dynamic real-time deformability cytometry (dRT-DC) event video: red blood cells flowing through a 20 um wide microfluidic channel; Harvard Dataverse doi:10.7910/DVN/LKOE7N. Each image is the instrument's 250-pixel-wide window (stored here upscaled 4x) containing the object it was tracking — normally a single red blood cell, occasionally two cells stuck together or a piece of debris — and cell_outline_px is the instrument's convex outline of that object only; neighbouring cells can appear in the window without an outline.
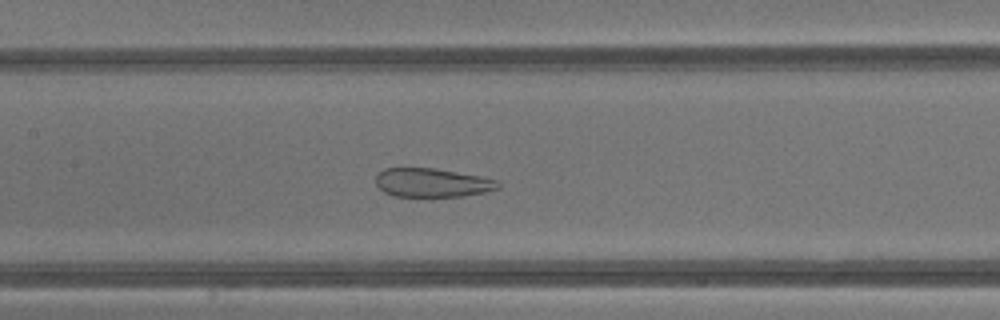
{"species": "common noctule bat (a hibernating species)", "species_latin": "Nyctalus noctula", "temperature_condition": "warm", "stored_images_in_passage": 43, "camera_frame_rate_fps": 3000, "um_per_image_px": 0.085, "animal": {"sex": "male", "body_mass_g": 13.3}, "frame": {"image": 1, "passage_image": 21, "time_ms": 6.667, "image_size_px": [1000, 320], "cell_outline_px": [[500, 188], [484, 192], [464, 196], [392, 196], [384, 192], [376, 184], [376, 176], [384, 168], [436, 168], [480, 176], [500, 180]], "centroid_in_image_um": [36.76, 15.52], "position_along_channel_um": 170.6, "area_um2": 20.58}}
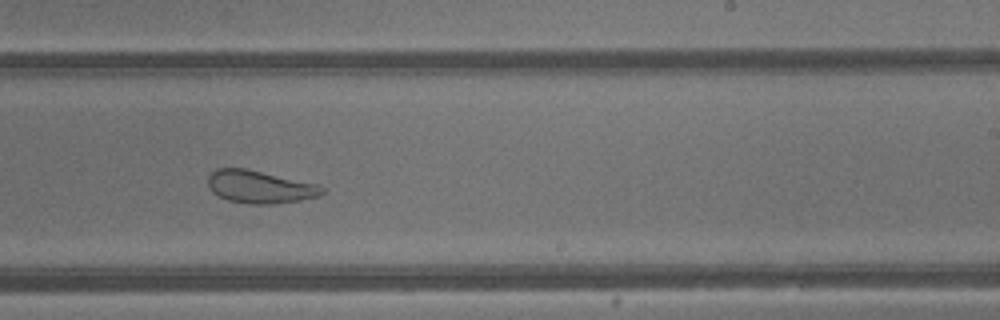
{"frame": {"image": 2, "passage_image": 27, "time_ms": 8.667, "image_size_px": [1000, 320], "cell_outline_px": [[324, 192], [320, 196], [300, 200], [272, 204], [248, 204], [228, 200], [212, 192], [208, 184], [208, 176], [216, 168], [244, 168], [316, 184], [324, 188]], "centroid_in_image_um": [22.06, 15.89], "position_along_channel_um": 266.9, "area_um2": 21.5}}
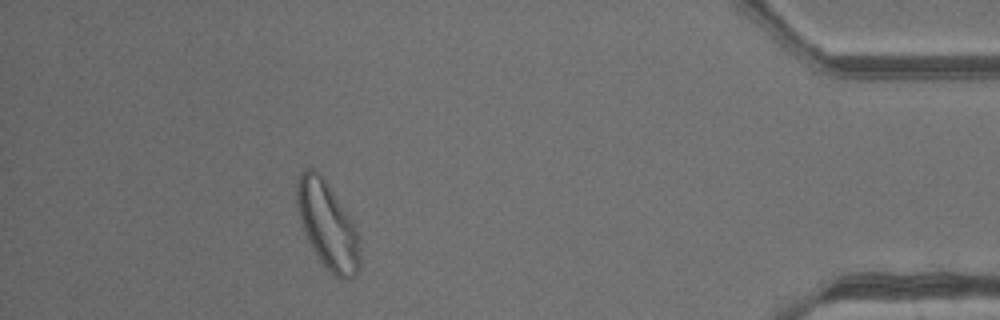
{"frame": {"image": 3, "passage_image": 39, "time_ms": 12.667, "image_size_px": [1000, 320], "cell_outline_px": [[360, 268], [356, 276], [348, 280], [340, 280], [332, 276], [320, 260], [308, 240], [304, 232], [296, 208], [296, 180], [300, 172], [304, 168], [316, 168], [324, 176], [352, 220], [356, 228], [360, 256]], "centroid_in_image_um": [27.83, 19.12], "position_along_channel_um": 407.4, "area_um2": 32.6}}